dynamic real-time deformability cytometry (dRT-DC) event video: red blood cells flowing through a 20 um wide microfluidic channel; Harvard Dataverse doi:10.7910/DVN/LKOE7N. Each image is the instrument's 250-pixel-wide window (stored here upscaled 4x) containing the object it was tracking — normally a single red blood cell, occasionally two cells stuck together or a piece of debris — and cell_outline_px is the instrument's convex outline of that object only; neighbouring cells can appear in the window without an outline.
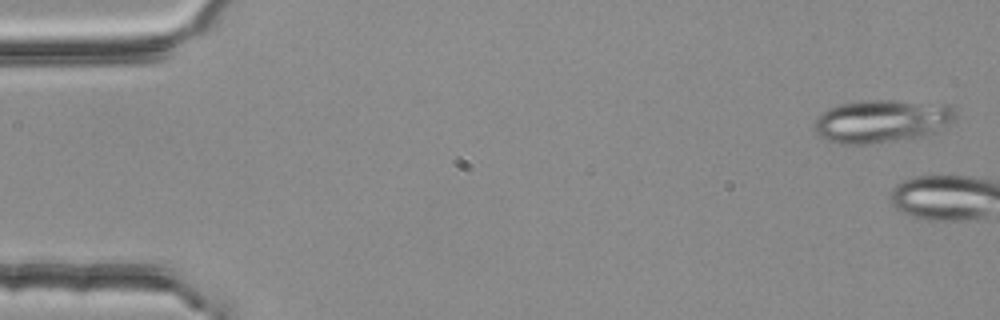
{"species": "common noctule bat (a hibernating species)", "species_latin": "Nyctalus noctula", "temperature_condition": "room temperature", "stored_images_in_passage": 5, "camera_frame_rate_fps": 3000, "um_per_image_px": 0.085, "animal": {"sex": "female", "body_mass_g": 25.1}, "frame": {"image": 1, "passage_image": 1, "time_ms": 0.0, "image_size_px": [1000, 320], "cell_outline_px": [[956, 116], [948, 124], [936, 132], [928, 136], [868, 144], [840, 144], [828, 140], [820, 136], [816, 132], [812, 124], [816, 116], [828, 108], [840, 104], [868, 100], [896, 100], [952, 104], [956, 108]], "centroid_in_image_um": [74.97, 10.28], "position_along_channel_um": 10.0, "area_um2": 35.89}}